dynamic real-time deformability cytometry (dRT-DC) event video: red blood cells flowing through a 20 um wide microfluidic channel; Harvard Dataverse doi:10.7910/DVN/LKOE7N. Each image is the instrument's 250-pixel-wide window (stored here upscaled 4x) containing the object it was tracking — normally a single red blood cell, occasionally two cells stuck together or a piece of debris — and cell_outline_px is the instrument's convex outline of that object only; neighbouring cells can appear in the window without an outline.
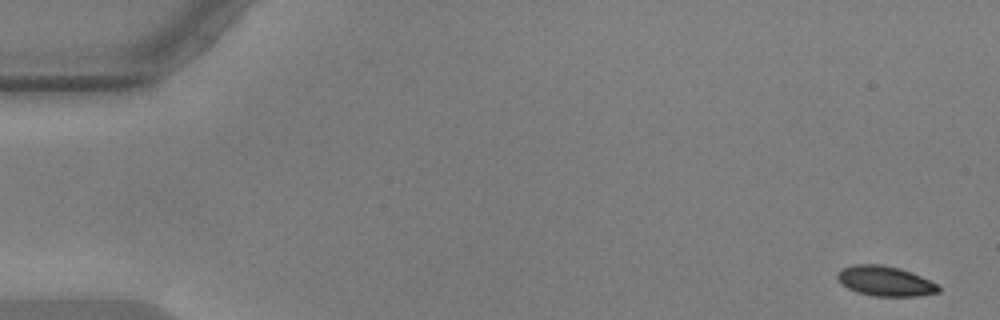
{"species": "common noctule bat (a hibernating species)", "species_latin": "Nyctalus noctula", "temperature_condition": "warm", "stored_images_in_passage": 56, "camera_frame_rate_fps": 3000, "um_per_image_px": 0.085, "animal": {"sex": "male", "body_mass_g": 17.9, "forearm_length_mm": 54.2}, "frame": {"image": 1, "passage_image": 1, "time_ms": 0.0, "image_size_px": [1000, 320], "cell_outline_px": [[940, 292], [916, 296], [872, 296], [856, 292], [840, 284], [836, 276], [844, 268], [852, 264], [880, 264], [900, 268], [940, 284]], "centroid_in_image_um": [75.25, 23.9], "position_along_channel_um": 9.8, "area_um2": 17.74}}
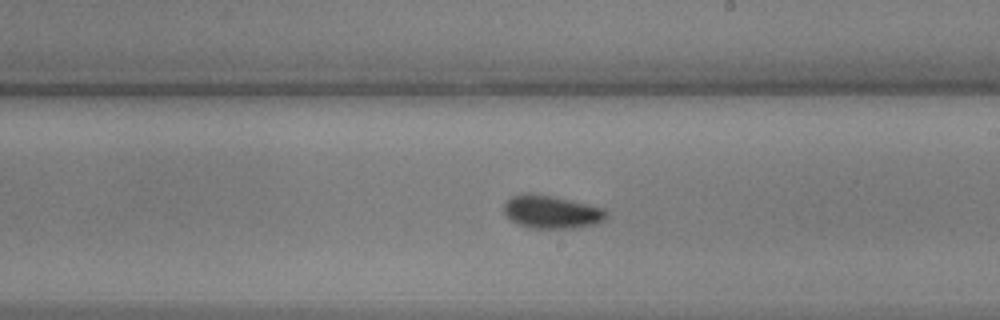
{"frame": {"image": 2, "passage_image": 32, "time_ms": 10.333, "image_size_px": [1000, 320], "cell_outline_px": [[608, 216], [604, 220], [596, 224], [576, 228], [528, 228], [516, 224], [504, 212], [504, 204], [512, 196], [548, 196], [588, 204], [604, 208], [608, 212]], "centroid_in_image_um": [46.95, 18.07], "position_along_channel_um": 242.0, "area_um2": 19.13}}
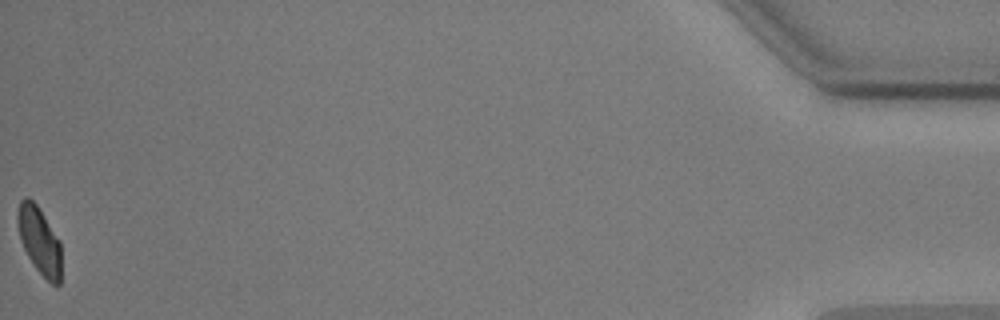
{"frame": {"image": 3, "passage_image": 56, "time_ms": 18.333, "image_size_px": [1000, 320], "cell_outline_px": [[60, 284], [52, 284], [36, 268], [28, 256], [20, 240], [16, 220], [16, 212], [20, 200], [24, 196], [28, 196], [36, 204], [60, 240]], "centroid_in_image_um": [3.31, 20.38], "position_along_channel_um": 431.9, "area_um2": 17.05}, "authors_computed_cell_mechanics": {"area_um2": 18.4093, "velocity_mm_per_s": 3.5641, "shape_relaxation_time_tau1_ms": 5.2739, "shape_relaxation_time_tau2_ms": 3.0545, "deformation_change_tau1": 0.1287, "deformation_change_tau2": 0.0667}}